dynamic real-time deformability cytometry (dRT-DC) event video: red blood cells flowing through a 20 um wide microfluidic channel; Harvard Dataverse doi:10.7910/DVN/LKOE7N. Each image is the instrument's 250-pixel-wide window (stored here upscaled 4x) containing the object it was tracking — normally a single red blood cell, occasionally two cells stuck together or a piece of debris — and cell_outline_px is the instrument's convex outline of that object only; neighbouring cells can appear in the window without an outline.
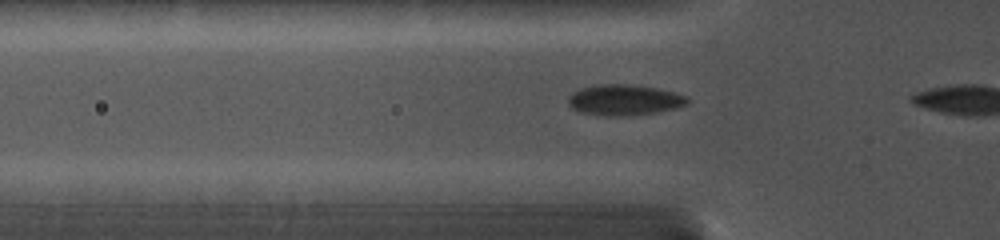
{"species": "common noctule bat (a hibernating species)", "species_latin": "Nyctalus noctula", "temperature_condition": "cold", "stored_images_in_passage": 17, "camera_frame_rate_fps": 5000, "um_per_image_px": 0.085, "animal": {"sex": "female", "body_mass_g": 19.0, "forearm_length_mm": 56.7}, "frame": {"image": 1, "passage_image": 12, "time_ms": 1.6, "image_size_px": [1000, 240], "cell_outline_px": [[692, 100], [688, 104], [676, 108], [656, 112], [624, 116], [612, 116], [580, 112], [572, 108], [568, 104], [568, 96], [572, 92], [580, 88], [596, 84], [632, 84], [656, 88], [676, 92], [688, 96]], "centroid_in_image_um": [53.09, 8.48], "position_along_channel_um": 72.7, "area_um2": 21.62}}